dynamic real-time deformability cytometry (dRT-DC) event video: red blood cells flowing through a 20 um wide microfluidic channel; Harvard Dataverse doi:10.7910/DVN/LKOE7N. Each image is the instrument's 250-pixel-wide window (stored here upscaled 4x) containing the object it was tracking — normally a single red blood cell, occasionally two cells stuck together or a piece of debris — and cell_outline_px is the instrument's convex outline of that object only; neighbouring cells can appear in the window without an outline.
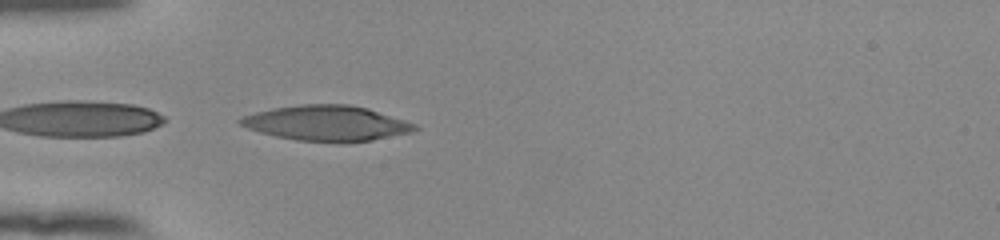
{"species": "human", "species_latin": "Homo sapiens", "temperature_condition": "room temperature", "stored_images_in_passage": 24, "camera_frame_rate_fps": 3000, "um_per_image_px": 0.085, "donor": {"sex": "female"}, "frame": {"image": 1, "passage_image": 1, "time_ms": 0.0, "image_size_px": [1000, 240], "cell_outline_px": [[420, 128], [412, 132], [372, 140], [296, 140], [276, 136], [260, 132], [248, 128], [240, 124], [236, 120], [240, 116], [272, 108], [300, 104], [348, 104], [368, 108], [416, 124]], "centroid_in_image_um": [27.74, 10.43], "position_along_channel_um": 57.3, "area_um2": 35.2}}
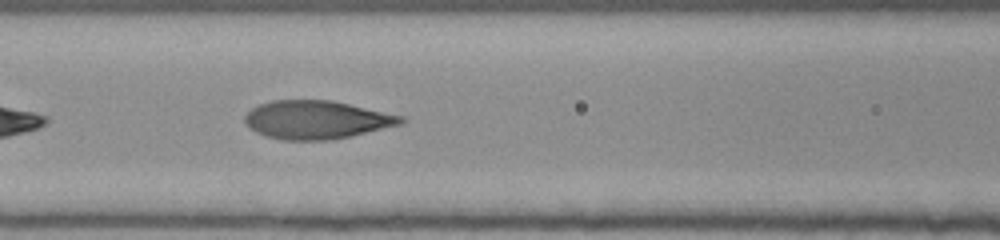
{"frame": {"image": 2, "passage_image": 8, "time_ms": 2.333, "image_size_px": [1000, 240], "cell_outline_px": [[408, 120], [404, 124], [352, 136], [332, 140], [284, 140], [268, 136], [256, 132], [244, 124], [244, 116], [252, 108], [260, 104], [272, 100], [332, 100], [404, 116]], "centroid_in_image_um": [26.95, 10.18], "position_along_channel_um": 139.6, "area_um2": 35.14}}
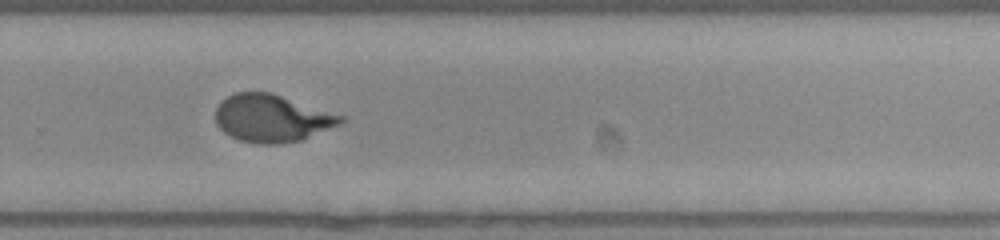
{"frame": {"image": 3, "passage_image": 21, "time_ms": 6.667, "image_size_px": [1000, 240], "cell_outline_px": [[348, 120], [340, 124], [300, 140], [280, 144], [260, 144], [240, 140], [224, 132], [216, 124], [216, 108], [220, 100], [236, 92], [272, 92], [344, 116]], "centroid_in_image_um": [23.11, 10.04], "position_along_channel_um": 306.7, "area_um2": 34.62}}